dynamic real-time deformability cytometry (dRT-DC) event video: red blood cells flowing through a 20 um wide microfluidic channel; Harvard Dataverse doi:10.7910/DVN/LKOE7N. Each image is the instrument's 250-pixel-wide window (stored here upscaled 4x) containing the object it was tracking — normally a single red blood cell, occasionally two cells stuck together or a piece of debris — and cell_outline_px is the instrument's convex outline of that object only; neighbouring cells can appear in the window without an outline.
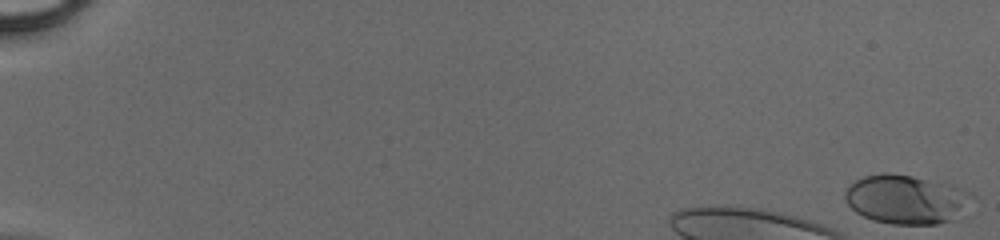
{"species": "human", "species_latin": "Homo sapiens", "temperature_condition": "cold", "stored_images_in_passage": 12, "camera_frame_rate_fps": 3000, "um_per_image_px": 0.085, "donor": {"sex": "male"}, "frame": {"image": 1, "passage_image": 1, "time_ms": 0.0, "image_size_px": [1000, 240], "cell_outline_px": [[968, 192], [960, 204], [948, 220], [936, 224], [892, 224], [872, 220], [856, 212], [848, 204], [844, 196], [844, 192], [856, 180], [864, 176], [880, 172], [892, 172], [952, 184], [964, 188]], "centroid_in_image_um": [76.83, 16.9], "position_along_channel_um": 8.2, "area_um2": 34.91}}